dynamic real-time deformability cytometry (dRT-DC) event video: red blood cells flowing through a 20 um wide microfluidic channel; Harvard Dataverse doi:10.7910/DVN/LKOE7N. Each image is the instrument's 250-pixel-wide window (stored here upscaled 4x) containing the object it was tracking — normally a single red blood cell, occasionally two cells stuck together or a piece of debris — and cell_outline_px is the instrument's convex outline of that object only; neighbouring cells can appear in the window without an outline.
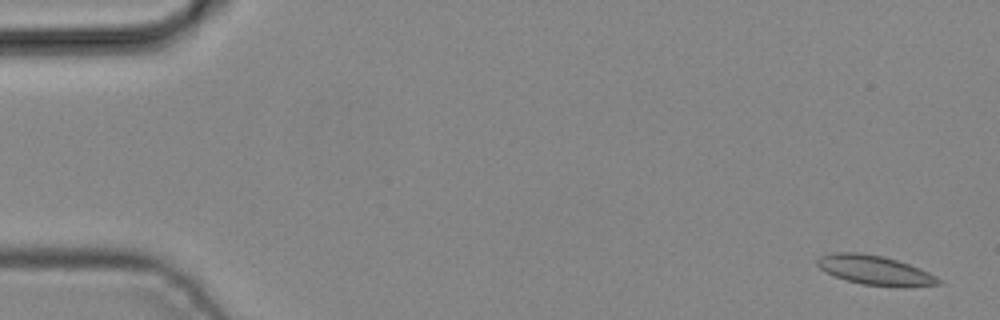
{"species": "common noctule bat (a hibernating species)", "species_latin": "Nyctalus noctula", "temperature_condition": "cold", "stored_images_in_passage": 3, "camera_frame_rate_fps": 3000, "um_per_image_px": 0.085, "animal": {"sex": "male", "body_mass_g": 19.2, "forearm_length_mm": 51.8}, "frame": {"image": 1, "passage_image": 1, "time_ms": 0.0, "image_size_px": [1000, 320], "cell_outline_px": [[940, 284], [864, 284], [848, 280], [836, 276], [820, 268], [816, 264], [816, 260], [820, 256], [832, 252], [860, 252], [884, 256], [920, 268], [936, 276], [940, 280]], "centroid_in_image_um": [74.26, 22.89], "position_along_channel_um": 10.7, "area_um2": 19.65}}
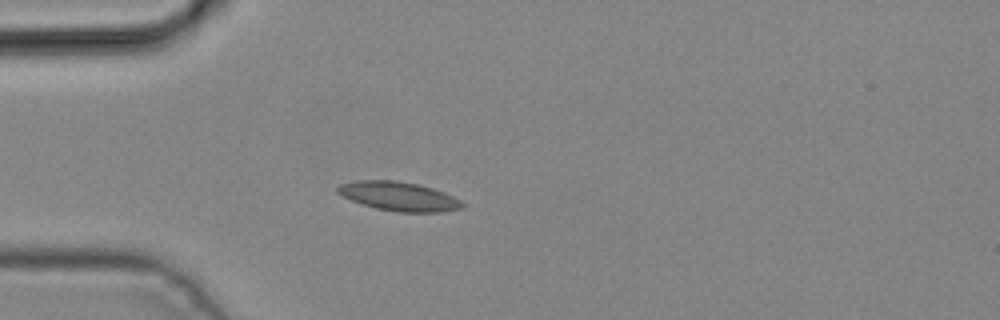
{"frame": {"image": 2, "passage_image": 3, "time_ms": 0.667, "image_size_px": [1000, 320], "cell_outline_px": [[468, 204], [464, 208], [440, 212], [396, 212], [376, 208], [360, 204], [336, 192], [336, 188], [340, 184], [356, 180], [396, 180], [416, 184], [432, 188], [444, 192]], "centroid_in_image_um": [33.92, 16.69], "position_along_channel_um": 51.1, "area_um2": 21.21}}